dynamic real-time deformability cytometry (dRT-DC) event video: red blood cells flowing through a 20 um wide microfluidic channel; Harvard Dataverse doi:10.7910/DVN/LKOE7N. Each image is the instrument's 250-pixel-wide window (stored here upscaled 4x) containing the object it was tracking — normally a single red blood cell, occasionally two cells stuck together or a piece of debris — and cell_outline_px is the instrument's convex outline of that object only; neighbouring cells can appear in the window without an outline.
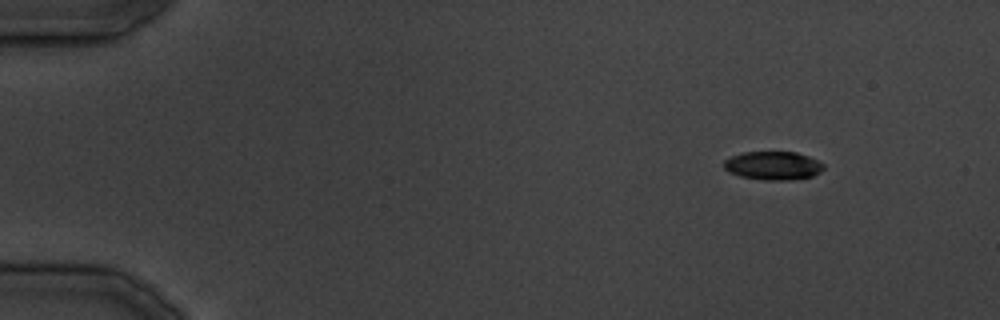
{"species": "common noctule bat (a hibernating species)", "species_latin": "Nyctalus noctula", "temperature_condition": "cold", "stored_images_in_passage": 32, "camera_frame_rate_fps": 3000, "um_per_image_px": 0.085, "animal": {"sex": "male", "body_mass_g": 19.5, "forearm_length_mm": 54.6}, "frame": {"image": 1, "passage_image": 1, "time_ms": 0.0, "image_size_px": [1000, 320], "cell_outline_px": [[824, 168], [820, 172], [812, 176], [788, 180], [760, 180], [740, 176], [728, 172], [724, 168], [724, 160], [732, 156], [744, 152], [796, 152], [808, 156], [824, 164]], "centroid_in_image_um": [65.69, 14.08], "position_along_channel_um": 19.3, "area_um2": 16.53}}
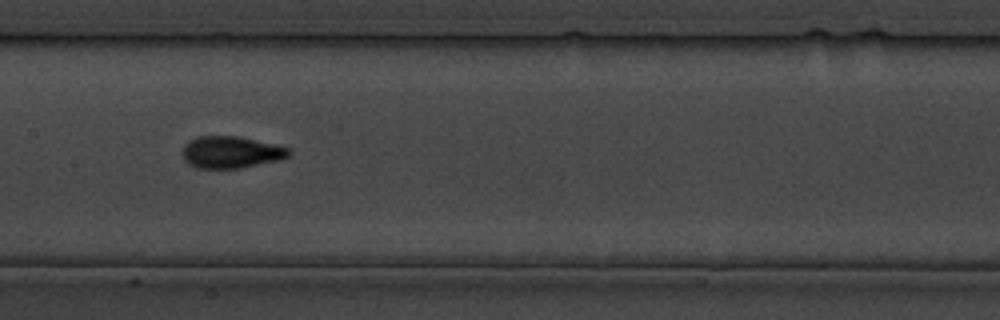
{"frame": {"image": 2, "passage_image": 15, "time_ms": 18.0, "image_size_px": [1000, 320], "cell_outline_px": [[292, 152], [288, 156], [280, 160], [240, 168], [196, 168], [188, 164], [184, 160], [180, 152], [184, 144], [196, 136], [240, 136], [288, 148]], "centroid_in_image_um": [19.57, 12.94], "position_along_channel_um": 187.8, "area_um2": 19.94}}
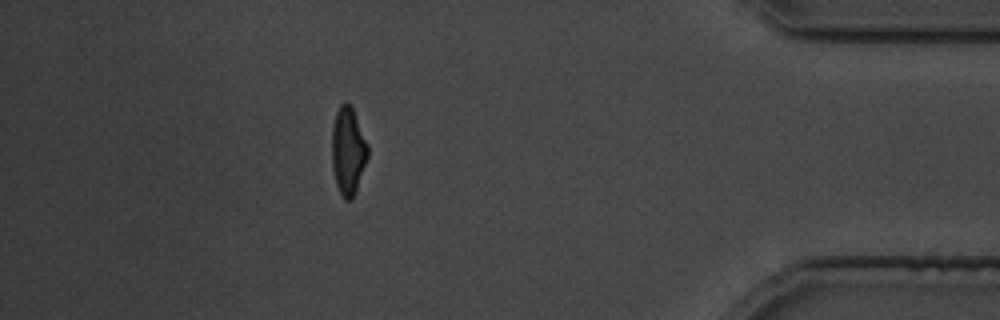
{"frame": {"image": 3, "passage_image": 29, "time_ms": 35.0, "image_size_px": [1000, 320], "cell_outline_px": [[368, 156], [356, 192], [352, 200], [344, 200], [336, 184], [332, 168], [332, 128], [336, 112], [340, 104], [344, 100], [352, 108], [368, 144]], "centroid_in_image_um": [29.58, 12.85], "position_along_channel_um": 405.6, "area_um2": 18.38}}